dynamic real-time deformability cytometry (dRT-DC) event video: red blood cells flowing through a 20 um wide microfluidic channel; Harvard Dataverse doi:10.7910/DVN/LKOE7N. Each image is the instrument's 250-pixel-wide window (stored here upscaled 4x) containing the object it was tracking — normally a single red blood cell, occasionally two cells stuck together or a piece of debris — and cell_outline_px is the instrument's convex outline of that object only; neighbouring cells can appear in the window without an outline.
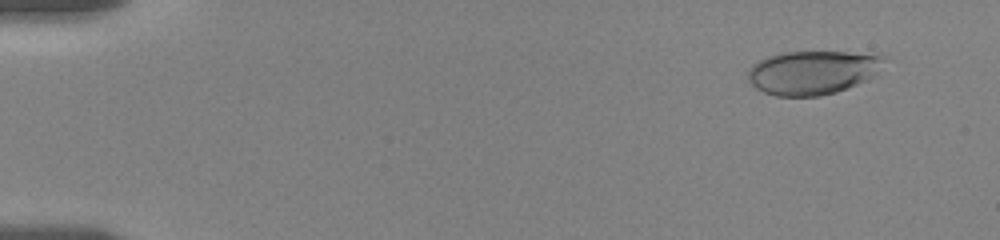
{"species": "human", "species_latin": "Homo sapiens", "temperature_condition": "room temperature", "stored_images_in_passage": 57, "camera_frame_rate_fps": 3000, "um_per_image_px": 0.085, "donor": {"sex": "female"}, "frame": {"image": 1, "passage_image": 5, "time_ms": 1.333, "image_size_px": [1000, 240], "cell_outline_px": [[888, 56], [876, 72], [872, 76], [856, 84], [836, 92], [820, 96], [776, 96], [764, 92], [756, 88], [748, 80], [748, 68], [752, 64], [768, 56], [784, 52], [876, 52]], "centroid_in_image_um": [69.09, 6.13], "position_along_channel_um": 15.9, "area_um2": 34.91}}
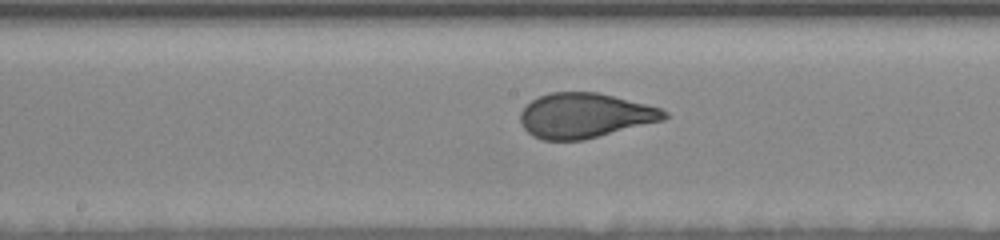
{"frame": {"image": 2, "passage_image": 31, "time_ms": 10.0, "image_size_px": [1000, 240], "cell_outline_px": [[668, 116], [664, 120], [584, 140], [544, 140], [532, 136], [524, 128], [520, 120], [520, 112], [532, 100], [540, 96], [552, 92], [596, 92], [660, 108], [668, 112]], "centroid_in_image_um": [49.7, 9.83], "position_along_channel_um": 198.5, "area_um2": 37.34}}
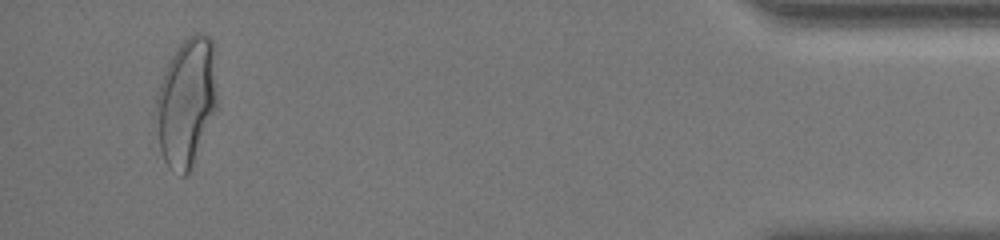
{"frame": {"image": 3, "passage_image": 55, "time_ms": 18.0, "image_size_px": [1000, 240], "cell_outline_px": [[216, 108], [188, 172], [184, 176], [180, 176], [168, 168], [164, 160], [160, 148], [156, 108], [156, 96], [164, 72], [176, 48], [188, 36], [196, 32], [200, 32], [208, 36], [212, 40], [216, 92]], "centroid_in_image_um": [15.83, 8.65], "position_along_channel_um": 419.4, "area_um2": 44.68}, "authors_computed_cell_mechanics": {"area_um2": 37.6856, "velocity_mm_per_s": 3.5445, "shape_relaxation_time_tau1_ms": 4.7642, "shape_relaxation_time_tau2_ms": null, "deformation_change_tau1": 0.1896, "deformation_change_tau2": null}}